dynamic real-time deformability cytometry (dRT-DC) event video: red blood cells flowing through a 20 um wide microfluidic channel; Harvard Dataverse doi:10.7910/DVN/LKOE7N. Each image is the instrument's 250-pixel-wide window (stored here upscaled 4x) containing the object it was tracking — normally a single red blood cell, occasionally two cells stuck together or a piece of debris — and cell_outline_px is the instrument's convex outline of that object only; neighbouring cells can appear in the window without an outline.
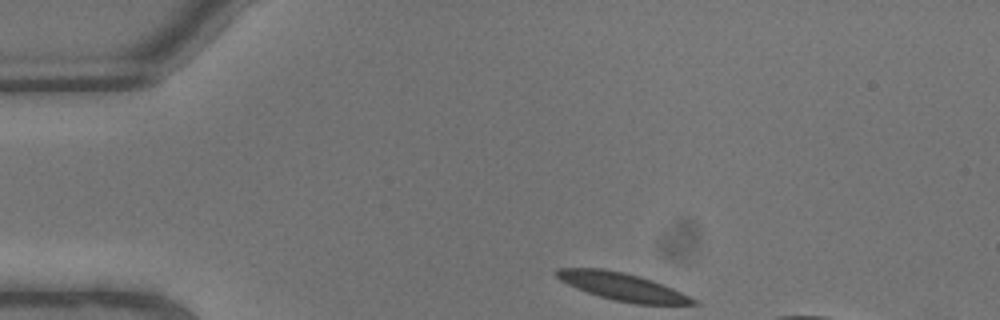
{"species": "common noctule bat (a hibernating species)", "species_latin": "Nyctalus noctula", "temperature_condition": "warm", "stored_images_in_passage": 4, "camera_frame_rate_fps": 3000, "um_per_image_px": 0.085, "animal": {"sex": "male", "body_mass_g": 13.3}, "frame": {"image": 1, "passage_image": 1, "time_ms": 0.0, "image_size_px": [1000, 320], "cell_outline_px": [[700, 304], [632, 304], [612, 300], [576, 288], [560, 280], [552, 272], [556, 268], [604, 268], [624, 272], [640, 276], [652, 280], [672, 288], [696, 300]], "centroid_in_image_um": [52.85, 24.35], "position_along_channel_um": 32.2, "area_um2": 21.96}}